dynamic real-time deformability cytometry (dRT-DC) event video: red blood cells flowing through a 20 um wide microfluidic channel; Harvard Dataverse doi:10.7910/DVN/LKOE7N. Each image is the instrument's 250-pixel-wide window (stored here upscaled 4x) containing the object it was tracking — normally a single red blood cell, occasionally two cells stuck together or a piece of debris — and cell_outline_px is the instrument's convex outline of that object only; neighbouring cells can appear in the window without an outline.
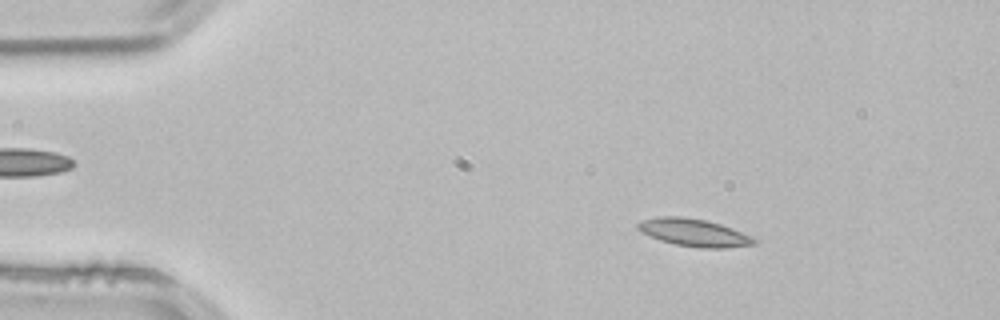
{"species": "common noctule bat (a hibernating species)", "species_latin": "Nyctalus noctula", "temperature_condition": "room temperature", "stored_images_in_passage": 53, "camera_frame_rate_fps": 3000, "um_per_image_px": 0.085, "animal": {"sex": "male", "body_mass_g": 21.5, "forearm_length_mm": 52.0}, "frame": {"image": 1, "passage_image": 8, "time_ms": 2.333, "image_size_px": [1000, 320], "cell_outline_px": [[756, 244], [728, 248], [700, 248], [676, 244], [660, 240], [636, 228], [636, 224], [644, 220], [656, 216], [684, 216], [704, 220], [720, 224], [740, 232], [756, 240]], "centroid_in_image_um": [58.96, 19.77], "position_along_channel_um": 26.0, "area_um2": 18.32}}
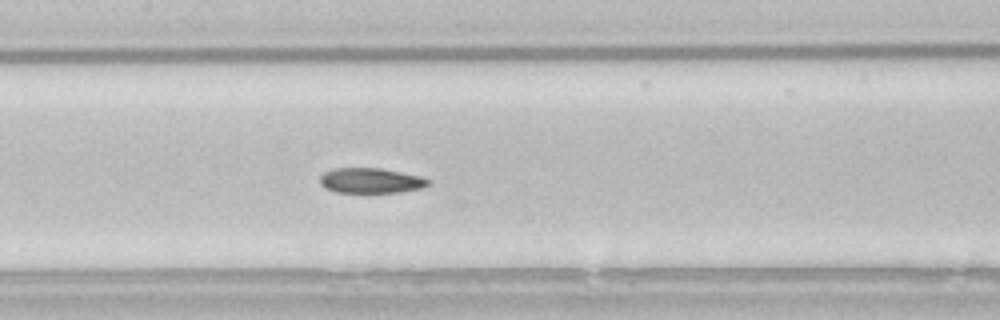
{"frame": {"image": 2, "passage_image": 25, "time_ms": 8.0, "image_size_px": [1000, 320], "cell_outline_px": [[432, 184], [420, 188], [400, 192], [364, 196], [336, 192], [324, 188], [320, 184], [320, 176], [324, 172], [332, 168], [380, 168], [420, 176], [432, 180]], "centroid_in_image_um": [31.5, 15.4], "position_along_channel_um": 175.9, "area_um2": 16.88}}
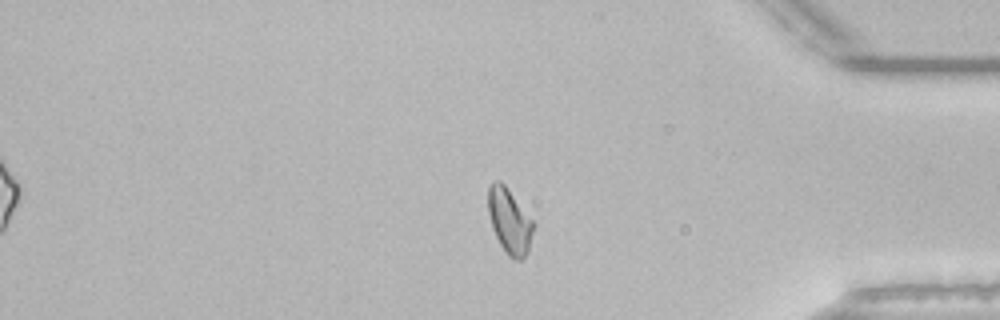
{"frame": {"image": 3, "passage_image": 44, "time_ms": 14.333, "image_size_px": [1000, 320], "cell_outline_px": [[536, 224], [528, 252], [520, 260], [516, 260], [508, 256], [500, 244], [492, 228], [488, 212], [488, 188], [492, 180], [500, 180], [504, 184]], "centroid_in_image_um": [43.31, 18.79], "position_along_channel_um": 391.9, "area_um2": 17.28}, "authors_computed_cell_mechanics": {"area_um2": 17.4556, "velocity_mm_per_s": 3.82, "shape_relaxation_time_tau1_ms": 7.7754, "shape_relaxation_time_tau2_ms": 10.3466, "deformation_change_tau1": 0.153, "deformation_change_tau2": 0.1295}}